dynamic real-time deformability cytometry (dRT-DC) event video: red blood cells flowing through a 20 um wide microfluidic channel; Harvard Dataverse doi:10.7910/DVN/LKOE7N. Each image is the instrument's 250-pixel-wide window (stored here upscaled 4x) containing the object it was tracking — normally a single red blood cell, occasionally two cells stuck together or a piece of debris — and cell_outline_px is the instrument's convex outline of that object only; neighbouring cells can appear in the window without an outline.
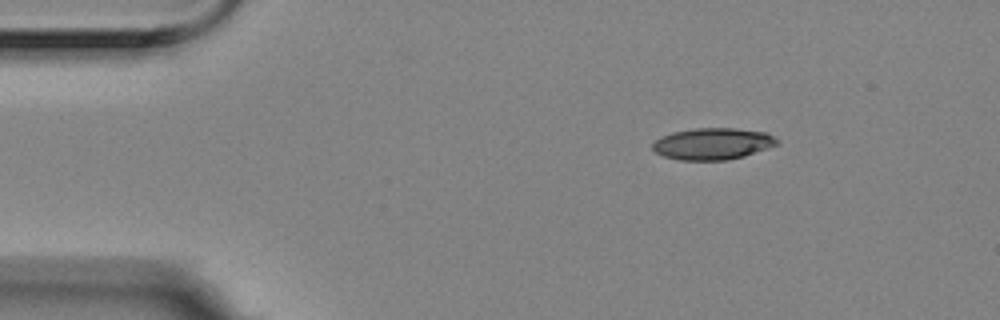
{"species": "Egyptian fruit bat (a non-hibernating species)", "species_latin": "Rousettus aegyptiacus", "temperature_condition": "room temperature", "stored_images_in_passage": 3, "camera_frame_rate_fps": 3000, "um_per_image_px": 0.085, "animal": {"sex": "female"}, "frame": {"image": 1, "passage_image": 1, "time_ms": 0.0, "image_size_px": [1000, 320], "cell_outline_px": [[776, 144], [744, 156], [728, 160], [680, 160], [664, 156], [656, 152], [652, 148], [652, 144], [660, 136], [672, 132], [696, 128], [732, 128], [764, 132], [772, 136], [776, 140]], "centroid_in_image_um": [60.5, 12.22], "position_along_channel_um": 24.5, "area_um2": 22.6}}